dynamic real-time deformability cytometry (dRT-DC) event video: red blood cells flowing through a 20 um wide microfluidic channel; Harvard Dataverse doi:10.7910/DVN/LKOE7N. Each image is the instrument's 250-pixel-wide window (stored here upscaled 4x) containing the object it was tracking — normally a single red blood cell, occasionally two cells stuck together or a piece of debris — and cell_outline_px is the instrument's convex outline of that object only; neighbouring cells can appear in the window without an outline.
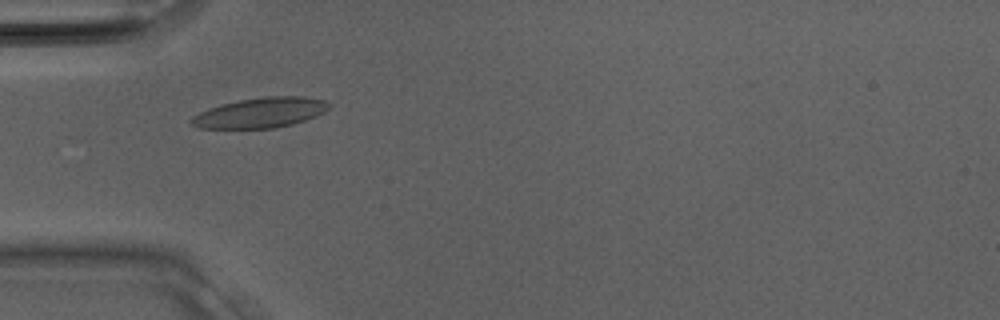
{"species": "Egyptian fruit bat (a non-hibernating species)", "species_latin": "Rousettus aegyptiacus", "temperature_condition": "room temperature", "stored_images_in_passage": 30, "camera_frame_rate_fps": 3000, "um_per_image_px": 0.085, "animal": {"sex": "male"}, "frame": {"image": 1, "passage_image": 9, "time_ms": 2.667, "image_size_px": [1000, 320], "cell_outline_px": [[332, 104], [324, 112], [304, 120], [292, 124], [276, 128], [200, 128], [192, 124], [188, 120], [192, 116], [208, 108], [220, 104], [240, 100], [264, 96], [304, 96], [324, 100]], "centroid_in_image_um": [22.12, 9.57], "position_along_channel_um": 62.9, "area_um2": 24.16}}
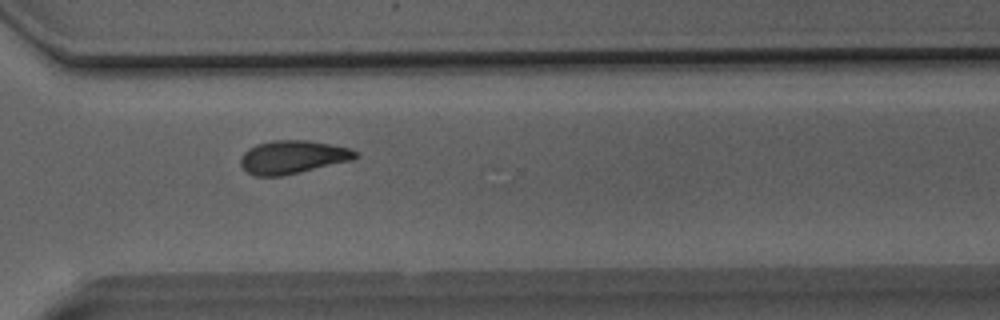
{"frame": {"image": 2, "passage_image": 22, "time_ms": 7.0, "image_size_px": [1000, 320], "cell_outline_px": [[360, 156], [352, 160], [284, 176], [252, 176], [240, 164], [240, 156], [248, 148], [256, 144], [272, 140], [308, 140], [348, 148], [360, 152]], "centroid_in_image_um": [24.87, 13.35], "position_along_channel_um": 345.7, "area_um2": 22.43}}
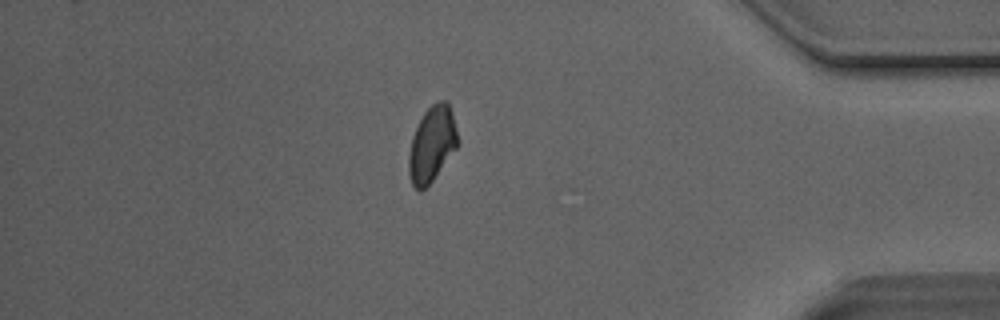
{"frame": {"image": 3, "passage_image": 26, "time_ms": 8.333, "image_size_px": [1000, 320], "cell_outline_px": [[460, 144], [432, 180], [420, 192], [412, 184], [408, 172], [408, 156], [412, 136], [424, 112], [432, 104], [440, 100], [448, 100], [452, 112]], "centroid_in_image_um": [36.73, 12.23], "position_along_channel_um": 398.5, "area_um2": 21.56}}